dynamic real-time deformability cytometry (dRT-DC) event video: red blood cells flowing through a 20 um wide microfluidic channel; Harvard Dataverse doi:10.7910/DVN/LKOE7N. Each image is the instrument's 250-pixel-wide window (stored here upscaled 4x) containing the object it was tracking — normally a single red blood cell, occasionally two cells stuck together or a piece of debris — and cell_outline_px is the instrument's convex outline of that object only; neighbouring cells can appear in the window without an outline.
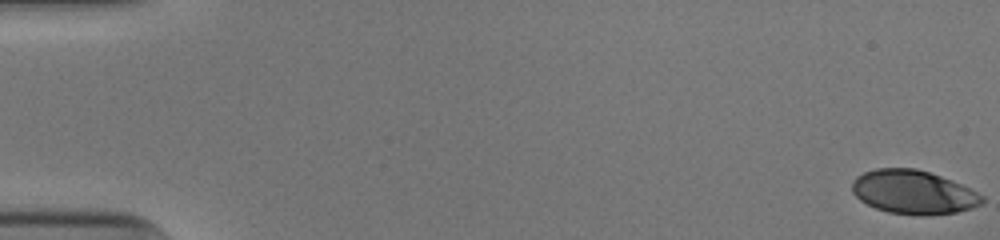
{"species": "human", "species_latin": "Homo sapiens", "temperature_condition": "cold", "stored_images_in_passage": 53, "camera_frame_rate_fps": 3000, "um_per_image_px": 0.085, "donor": {"sex": "male"}, "frame": {"image": 1, "passage_image": 1, "time_ms": 0.0, "image_size_px": [1000, 240], "cell_outline_px": [[984, 200], [980, 204], [972, 208], [956, 212], [924, 216], [888, 212], [876, 208], [860, 200], [852, 192], [852, 180], [856, 176], [864, 172], [876, 168], [916, 168], [952, 180], [984, 196]], "centroid_in_image_um": [77.61, 16.33], "position_along_channel_um": 7.4, "area_um2": 33.06}}
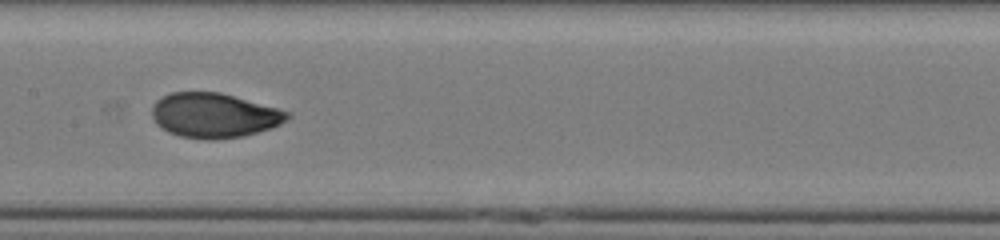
{"frame": {"image": 2, "passage_image": 28, "time_ms": 9.0, "image_size_px": [1000, 240], "cell_outline_px": [[292, 116], [288, 120], [272, 128], [244, 136], [212, 140], [180, 136], [168, 132], [160, 128], [156, 124], [152, 116], [152, 108], [156, 100], [172, 92], [220, 92], [292, 112]], "centroid_in_image_um": [18.23, 9.81], "position_along_channel_um": 189.2, "area_um2": 35.43}}
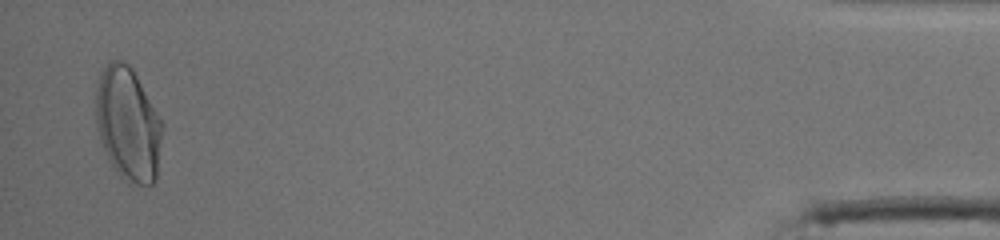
{"frame": {"image": 3, "passage_image": 52, "time_ms": 17.0, "image_size_px": [1000, 240], "cell_outline_px": [[164, 128], [156, 180], [152, 184], [128, 184], [120, 176], [112, 164], [100, 140], [96, 120], [96, 84], [100, 72], [108, 60], [120, 60], [128, 64], [132, 68], [164, 124]], "centroid_in_image_um": [10.89, 10.53], "position_along_channel_um": 424.3, "area_um2": 44.27}, "authors_computed_cell_mechanics": {"area_um2": 34.7956, "velocity_mm_per_s": 3.9225, "shape_relaxation_time_tau1_ms": 4.2031, "shape_relaxation_time_tau2_ms": null, "deformation_change_tau1": 0.1892, "deformation_change_tau2": null}}